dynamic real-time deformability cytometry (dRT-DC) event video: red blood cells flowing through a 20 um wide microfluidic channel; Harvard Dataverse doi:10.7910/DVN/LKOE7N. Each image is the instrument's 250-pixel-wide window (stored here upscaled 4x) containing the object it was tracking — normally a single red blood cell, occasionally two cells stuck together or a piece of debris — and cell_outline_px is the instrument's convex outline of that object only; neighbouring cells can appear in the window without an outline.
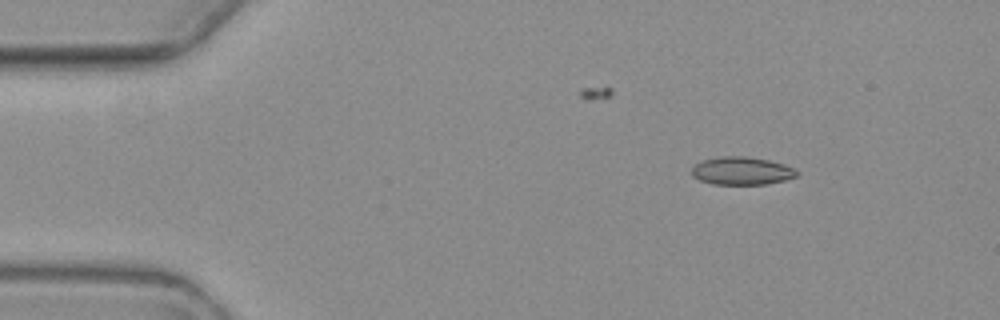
{"species": "common noctule bat (a hibernating species)", "species_latin": "Nyctalus noctula", "temperature_condition": "warm", "stored_images_in_passage": 5, "camera_frame_rate_fps": 3000, "um_per_image_px": 0.085, "animal": {"sex": "female", "body_mass_g": 19.3, "forearm_length_mm": 54.1}, "frame": {"image": 1, "passage_image": 1, "time_ms": 0.0, "image_size_px": [1000, 320], "cell_outline_px": [[800, 172], [796, 176], [784, 180], [764, 184], [712, 184], [700, 180], [692, 176], [692, 168], [700, 160], [720, 156], [748, 156], [768, 160], [784, 164]], "centroid_in_image_um": [63.02, 14.51], "position_along_channel_um": 22.0, "area_um2": 17.11}}
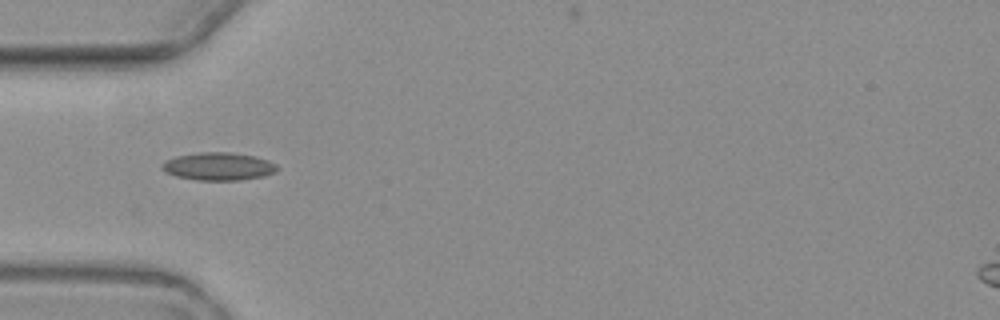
{"frame": {"image": 2, "passage_image": 4, "time_ms": 3.333, "image_size_px": [1000, 320], "cell_outline_px": [[280, 168], [276, 172], [264, 176], [240, 180], [196, 180], [176, 176], [164, 172], [160, 168], [160, 164], [164, 160], [176, 156], [200, 152], [232, 152], [256, 156], [268, 160], [276, 164]], "centroid_in_image_um": [18.56, 14.14], "position_along_channel_um": 66.4, "area_um2": 19.02}}
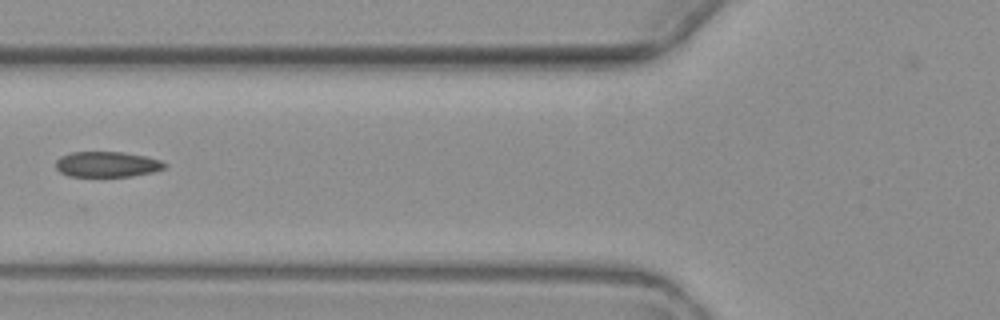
{"frame": {"image": 3, "passage_image": 5, "time_ms": 4.667, "image_size_px": [1000, 320], "cell_outline_px": [[168, 164], [164, 168], [152, 172], [128, 176], [68, 176], [60, 172], [56, 168], [56, 160], [60, 156], [72, 152], [124, 152], [144, 156], [160, 160]], "centroid_in_image_um": [9.08, 13.96], "position_along_channel_um": 116.7, "area_um2": 16.07}}